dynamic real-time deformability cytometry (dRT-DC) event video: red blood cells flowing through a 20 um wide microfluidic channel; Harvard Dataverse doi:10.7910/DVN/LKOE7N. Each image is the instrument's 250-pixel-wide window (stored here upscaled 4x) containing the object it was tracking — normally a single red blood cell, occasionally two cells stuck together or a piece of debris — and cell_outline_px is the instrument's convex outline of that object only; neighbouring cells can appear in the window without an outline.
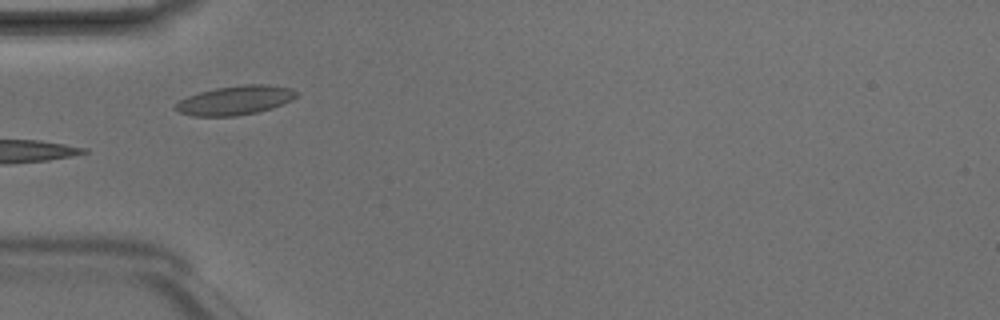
{"species": "Egyptian fruit bat (a non-hibernating species)", "species_latin": "Rousettus aegyptiacus", "temperature_condition": "room temperature", "stored_images_in_passage": 7, "camera_frame_rate_fps": 3000, "um_per_image_px": 0.085, "animal": {"sex": "male"}, "frame": {"image": 1, "passage_image": 5, "time_ms": 1.333, "image_size_px": [1000, 320], "cell_outline_px": [[300, 92], [292, 100], [272, 108], [256, 112], [236, 116], [192, 116], [180, 112], [172, 108], [180, 100], [188, 96], [200, 92], [216, 88], [244, 84], [268, 84], [292, 88]], "centroid_in_image_um": [20.02, 8.52], "position_along_channel_um": 65.0, "area_um2": 20.58}}
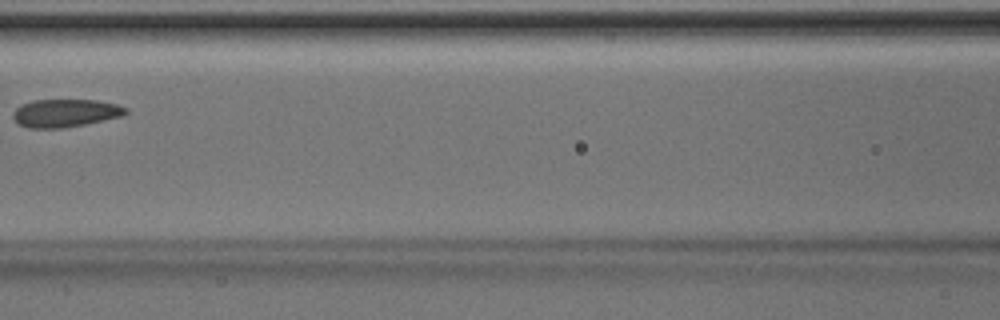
{"frame": {"image": 2, "passage_image": 7, "time_ms": 2.0, "image_size_px": [1000, 320], "cell_outline_px": [[128, 112], [124, 116], [64, 128], [28, 128], [16, 124], [12, 116], [12, 112], [16, 108], [32, 100], [96, 100], [116, 104], [128, 108]], "centroid_in_image_um": [5.54, 9.62], "position_along_channel_um": 161.1, "area_um2": 18.5}}